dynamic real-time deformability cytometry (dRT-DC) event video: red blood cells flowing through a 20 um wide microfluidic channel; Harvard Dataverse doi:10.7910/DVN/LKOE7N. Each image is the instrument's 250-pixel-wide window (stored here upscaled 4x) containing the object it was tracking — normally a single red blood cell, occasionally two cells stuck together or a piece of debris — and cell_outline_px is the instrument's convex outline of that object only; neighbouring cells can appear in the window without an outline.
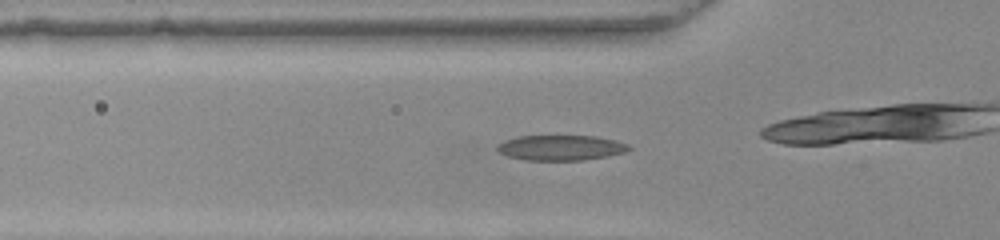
{"species": "common noctule bat (a hibernating species)", "species_latin": "Nyctalus noctula", "temperature_condition": "warm", "stored_images_in_passage": 32, "camera_frame_rate_fps": 3000, "um_per_image_px": 0.085, "animal": {"sex": "female", "body_mass_g": 22.0, "forearm_length_mm": 56.7}, "frame": {"image": 1, "passage_image": 8, "time_ms": 2.333, "image_size_px": [1000, 240], "cell_outline_px": [[632, 148], [624, 152], [608, 156], [580, 160], [524, 160], [508, 156], [500, 152], [496, 148], [504, 140], [520, 136], [596, 136], [616, 140], [628, 144]], "centroid_in_image_um": [47.69, 12.55], "position_along_channel_um": 78.1, "area_um2": 19.25}}
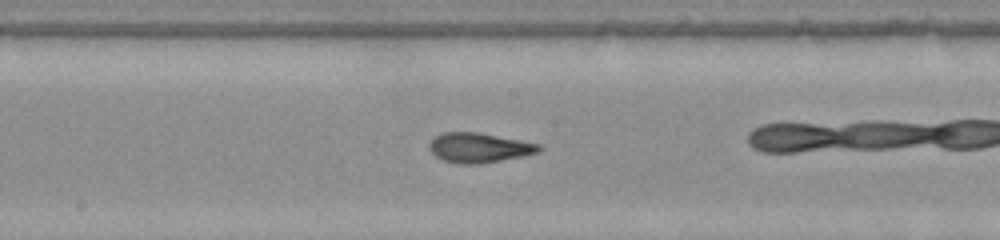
{"frame": {"image": 2, "passage_image": 18, "time_ms": 5.667, "image_size_px": [1000, 240], "cell_outline_px": [[544, 148], [540, 152], [524, 156], [480, 164], [460, 164], [444, 160], [436, 156], [428, 148], [428, 144], [436, 136], [444, 132], [480, 132], [540, 144]], "centroid_in_image_um": [40.76, 12.55], "position_along_channel_um": 207.4, "area_um2": 19.13}}
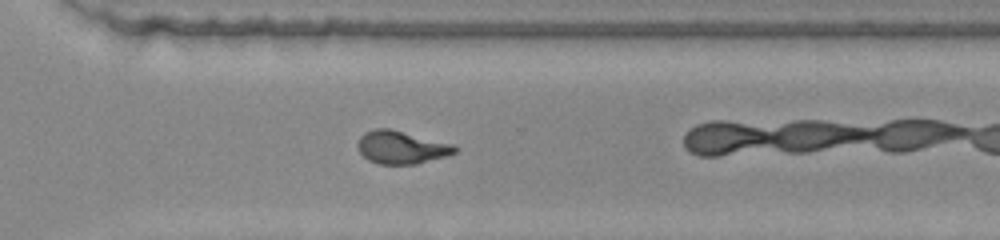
{"frame": {"image": 3, "passage_image": 28, "time_ms": 9.0, "image_size_px": [1000, 240], "cell_outline_px": [[460, 148], [456, 152], [448, 156], [416, 164], [380, 164], [368, 160], [360, 152], [356, 144], [360, 136], [364, 132], [372, 128], [392, 128], [452, 144]], "centroid_in_image_um": [34.11, 12.51], "position_along_channel_um": 336.5, "area_um2": 18.9}}